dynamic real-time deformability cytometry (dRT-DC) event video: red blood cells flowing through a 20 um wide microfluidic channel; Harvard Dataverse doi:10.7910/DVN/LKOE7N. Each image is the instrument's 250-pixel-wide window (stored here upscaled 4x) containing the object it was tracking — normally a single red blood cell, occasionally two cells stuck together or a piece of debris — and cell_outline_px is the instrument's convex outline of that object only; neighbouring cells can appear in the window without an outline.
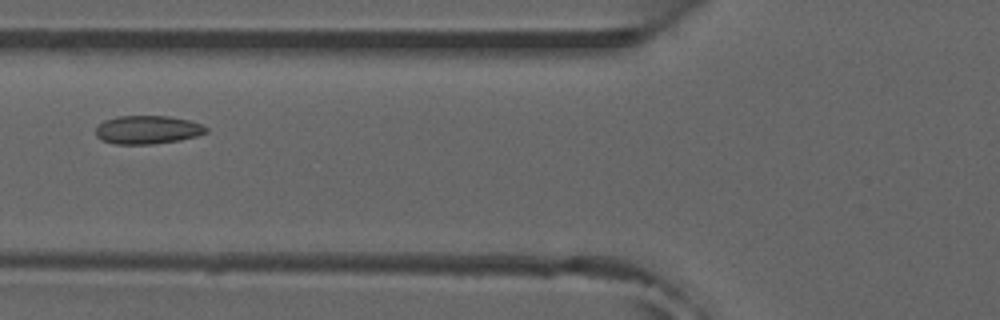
{"species": "common noctule bat (a hibernating species)", "species_latin": "Nyctalus noctula", "temperature_condition": "room temperature", "stored_images_in_passage": 38, "camera_frame_rate_fps": 3000, "um_per_image_px": 0.085, "animal": {"sex": "male", "forearm_length_mm": 52.5}, "frame": {"image": 1, "passage_image": 6, "time_ms": 1.667, "image_size_px": [1000, 320], "cell_outline_px": [[208, 132], [196, 136], [180, 140], [152, 144], [112, 144], [100, 140], [96, 136], [96, 128], [104, 120], [116, 116], [168, 116], [188, 120], [200, 124], [208, 128]], "centroid_in_image_um": [12.51, 11.03], "position_along_channel_um": 113.3, "area_um2": 18.32}, "authors_computed_cell_mechanics": {"area_um2": 17.7446, "velocity_mm_per_s": 3.8658, "shape_relaxation_time_tau1_ms": 4.8627, "shape_relaxation_time_tau2_ms": 2.619, "deformation_change_tau1": 0.0515, "deformation_change_tau2": 0.0689}}